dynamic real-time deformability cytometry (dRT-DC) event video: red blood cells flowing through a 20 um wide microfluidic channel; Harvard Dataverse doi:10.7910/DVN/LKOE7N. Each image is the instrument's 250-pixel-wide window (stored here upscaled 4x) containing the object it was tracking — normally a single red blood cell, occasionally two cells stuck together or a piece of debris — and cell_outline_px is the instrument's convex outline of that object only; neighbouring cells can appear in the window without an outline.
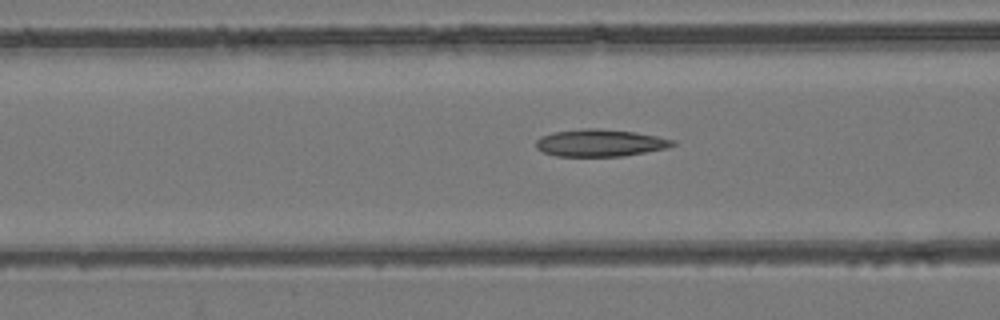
{"species": "common noctule bat (a hibernating species)", "species_latin": "Nyctalus noctula", "temperature_condition": "room temperature", "stored_images_in_passage": 47, "camera_frame_rate_fps": 3000, "um_per_image_px": 0.085, "animal": {"sex": "female", "body_mass_g": 24.6, "forearm_length_mm": 56.2}, "frame": {"image": 1, "passage_image": 15, "time_ms": 4.667, "image_size_px": [1000, 320], "cell_outline_px": [[676, 144], [668, 148], [624, 156], [556, 156], [544, 152], [536, 148], [536, 140], [540, 136], [552, 132], [584, 128], [596, 128], [636, 132], [656, 136], [672, 140]], "centroid_in_image_um": [50.98, 12.14], "position_along_channel_um": 115.6, "area_um2": 21.68}}
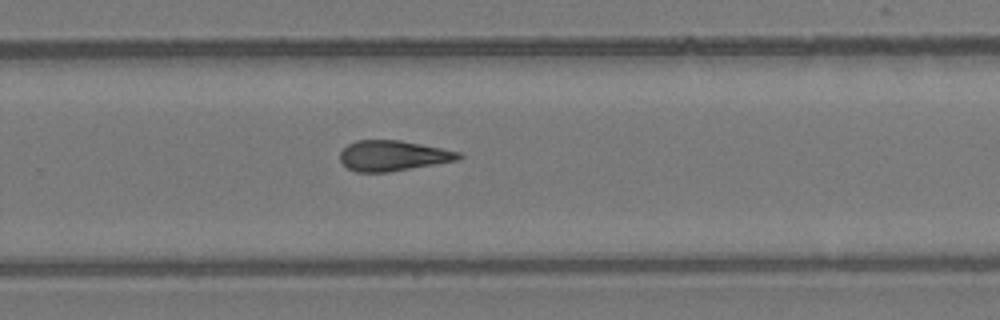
{"frame": {"image": 2, "passage_image": 29, "time_ms": 9.333, "image_size_px": [1000, 320], "cell_outline_px": [[464, 156], [460, 160], [388, 172], [356, 172], [348, 168], [340, 160], [340, 152], [348, 144], [356, 140], [400, 140], [460, 152]], "centroid_in_image_um": [33.41, 13.23], "position_along_channel_um": 296.4, "area_um2": 20.98}}
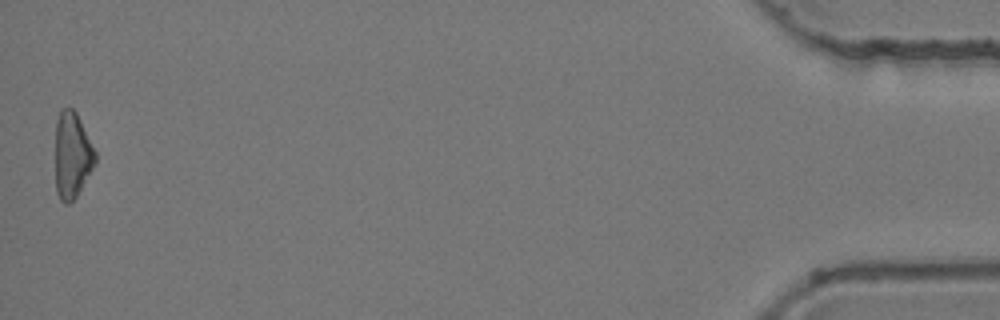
{"frame": {"image": 3, "passage_image": 47, "time_ms": 15.333, "image_size_px": [1000, 320], "cell_outline_px": [[96, 164], [76, 196], [68, 204], [64, 204], [60, 200], [56, 192], [56, 120], [60, 108], [72, 108], [76, 112], [96, 152]], "centroid_in_image_um": [6.13, 13.19], "position_along_channel_um": 429.1, "area_um2": 20.06}, "authors_computed_cell_mechanics": {"area_um2": 21.2126, "velocity_mm_per_s": 3.878, "shape_relaxation_time_tau1_ms": null, "shape_relaxation_time_tau2_ms": 5.0828, "deformation_change_tau1": null, "deformation_change_tau2": 0.1546}}